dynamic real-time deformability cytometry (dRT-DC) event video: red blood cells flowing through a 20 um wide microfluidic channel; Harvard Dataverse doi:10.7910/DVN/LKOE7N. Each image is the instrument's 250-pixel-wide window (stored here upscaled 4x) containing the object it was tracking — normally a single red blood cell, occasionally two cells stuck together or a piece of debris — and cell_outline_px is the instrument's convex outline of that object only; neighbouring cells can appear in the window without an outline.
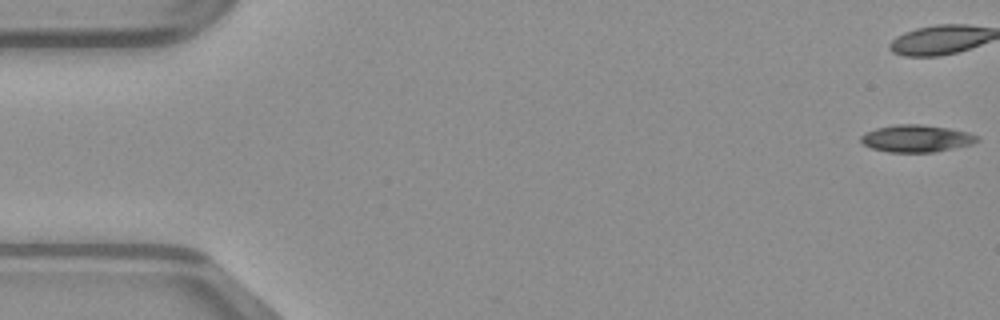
{"species": "common noctule bat (a hibernating species)", "species_latin": "Nyctalus noctula", "temperature_condition": "warm", "stored_images_in_passage": 50, "camera_frame_rate_fps": 3000, "um_per_image_px": 0.085, "animal": {"sex": "male", "body_mass_g": 23.1, "forearm_length_mm": 52.7}, "frame": {"image": 1, "passage_image": 1, "time_ms": 0.0, "image_size_px": [1000, 320], "cell_outline_px": [[980, 140], [972, 144], [936, 152], [888, 152], [872, 148], [864, 144], [860, 140], [860, 136], [864, 132], [876, 128], [896, 124], [920, 124], [948, 128], [968, 132], [980, 136]], "centroid_in_image_um": [77.91, 11.77], "position_along_channel_um": 7.1, "area_um2": 18.55}}